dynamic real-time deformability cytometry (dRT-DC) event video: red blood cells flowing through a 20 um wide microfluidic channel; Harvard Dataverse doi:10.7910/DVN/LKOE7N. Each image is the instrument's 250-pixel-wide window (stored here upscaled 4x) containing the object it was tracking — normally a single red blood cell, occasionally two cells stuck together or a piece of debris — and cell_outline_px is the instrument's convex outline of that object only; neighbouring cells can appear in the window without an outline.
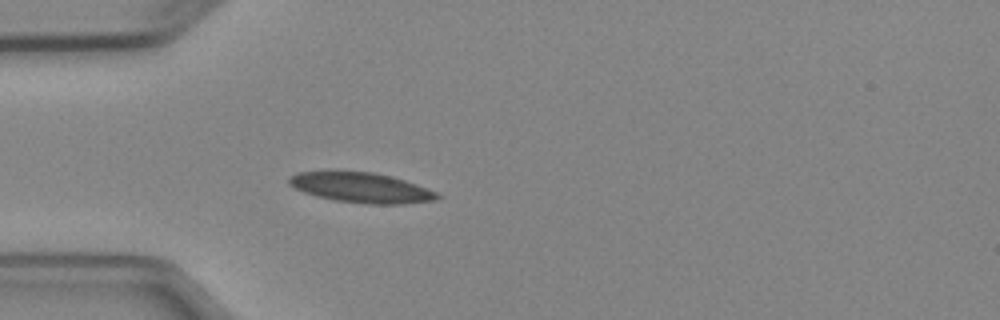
{"species": "Egyptian fruit bat (a non-hibernating species)", "species_latin": "Rousettus aegyptiacus", "temperature_condition": "cold", "stored_images_in_passage": 4, "camera_frame_rate_fps": 3000, "um_per_image_px": 0.085, "animal": {"sex": "female"}, "frame": {"image": 1, "passage_image": 4, "time_ms": 3.333, "image_size_px": [1000, 320], "cell_outline_px": [[444, 196], [436, 200], [404, 204], [364, 204], [336, 200], [316, 196], [304, 192], [288, 184], [288, 176], [296, 172], [372, 172], [392, 176], [416, 184], [436, 192]], "centroid_in_image_um": [30.73, 15.96], "position_along_channel_um": 54.3, "area_um2": 25.89}}